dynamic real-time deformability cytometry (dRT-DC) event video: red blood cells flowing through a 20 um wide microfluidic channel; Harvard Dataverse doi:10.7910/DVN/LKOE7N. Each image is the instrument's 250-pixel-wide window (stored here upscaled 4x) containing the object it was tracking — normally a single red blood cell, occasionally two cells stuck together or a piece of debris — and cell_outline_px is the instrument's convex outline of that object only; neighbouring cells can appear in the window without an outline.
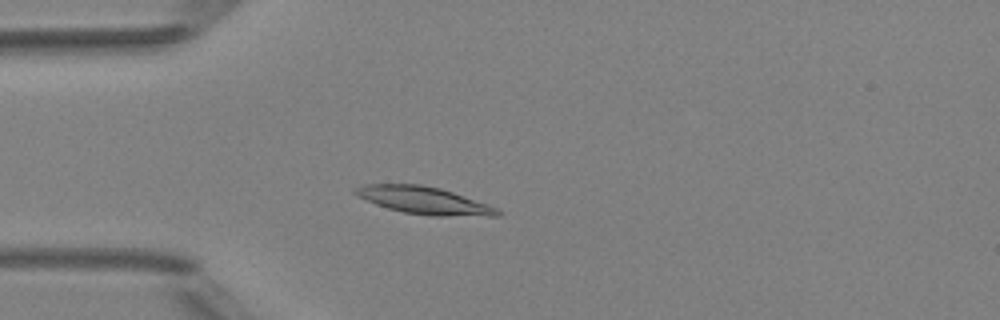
{"species": "Egyptian fruit bat (a non-hibernating species)", "species_latin": "Rousettus aegyptiacus", "temperature_condition": "room temperature", "stored_images_in_passage": 4, "camera_frame_rate_fps": 3000, "um_per_image_px": 0.085, "animal": {"sex": "female"}, "frame": {"image": 1, "passage_image": 4, "time_ms": 3.333, "image_size_px": [1000, 320], "cell_outline_px": [[504, 212], [500, 216], [432, 216], [404, 212], [388, 208], [376, 204], [352, 192], [352, 188], [360, 184], [420, 184], [440, 188], [488, 204]], "centroid_in_image_um": [36.06, 17.03], "position_along_channel_um": 48.9, "area_um2": 22.66}}